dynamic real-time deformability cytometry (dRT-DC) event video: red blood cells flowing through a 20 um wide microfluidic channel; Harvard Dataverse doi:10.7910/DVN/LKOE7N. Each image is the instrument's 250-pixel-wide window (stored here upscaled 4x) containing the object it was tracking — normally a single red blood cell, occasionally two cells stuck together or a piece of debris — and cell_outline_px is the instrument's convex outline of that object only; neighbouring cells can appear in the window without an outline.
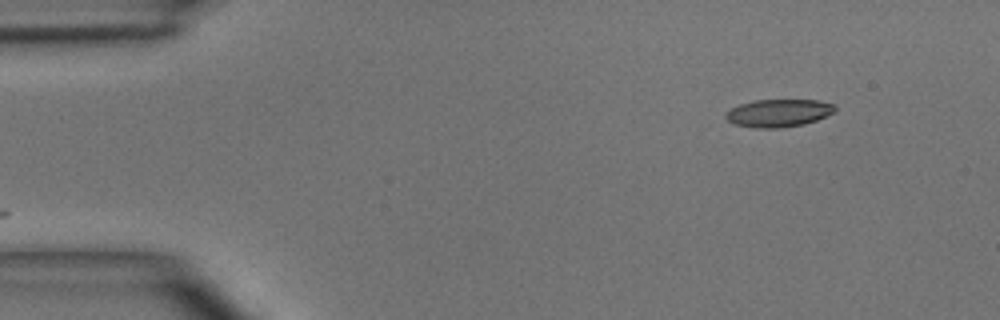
{"species": "common noctule bat (a hibernating species)", "species_latin": "Nyctalus noctula", "temperature_condition": "room temperature", "stored_images_in_passage": 5, "camera_frame_rate_fps": 3000, "um_per_image_px": 0.085, "animal": {"sex": "male", "body_mass_g": 15.6}, "frame": {"image": 1, "passage_image": 1, "time_ms": 0.0, "image_size_px": [1000, 320], "cell_outline_px": [[836, 108], [832, 112], [816, 120], [804, 124], [780, 128], [756, 128], [732, 124], [724, 116], [732, 108], [740, 104], [756, 100], [816, 100], [836, 104]], "centroid_in_image_um": [66.16, 9.61], "position_along_channel_um": 18.8, "area_um2": 17.51}}
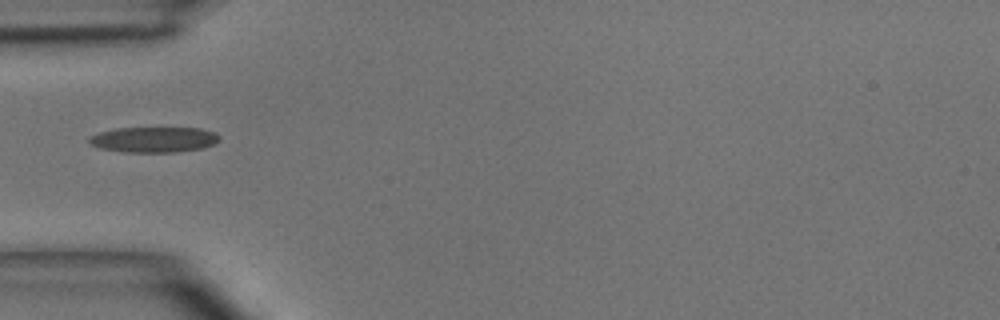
{"frame": {"image": 2, "passage_image": 4, "time_ms": 3.333, "image_size_px": [1000, 320], "cell_outline_px": [[220, 140], [216, 144], [200, 148], [176, 152], [124, 152], [100, 148], [92, 144], [88, 140], [88, 136], [100, 132], [116, 128], [200, 128], [212, 132], [220, 136]], "centroid_in_image_um": [13.08, 11.86], "position_along_channel_um": 71.9, "area_um2": 19.31}}
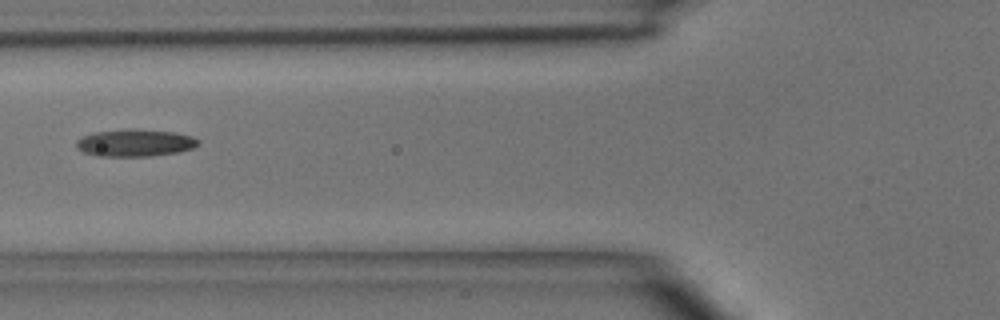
{"frame": {"image": 3, "passage_image": 5, "time_ms": 4.333, "image_size_px": [1000, 320], "cell_outline_px": [[200, 144], [192, 148], [176, 152], [152, 156], [96, 156], [84, 152], [76, 148], [76, 140], [80, 136], [92, 132], [172, 132], [192, 136], [200, 140]], "centroid_in_image_um": [11.44, 12.2], "position_along_channel_um": 114.4, "area_um2": 18.38}}